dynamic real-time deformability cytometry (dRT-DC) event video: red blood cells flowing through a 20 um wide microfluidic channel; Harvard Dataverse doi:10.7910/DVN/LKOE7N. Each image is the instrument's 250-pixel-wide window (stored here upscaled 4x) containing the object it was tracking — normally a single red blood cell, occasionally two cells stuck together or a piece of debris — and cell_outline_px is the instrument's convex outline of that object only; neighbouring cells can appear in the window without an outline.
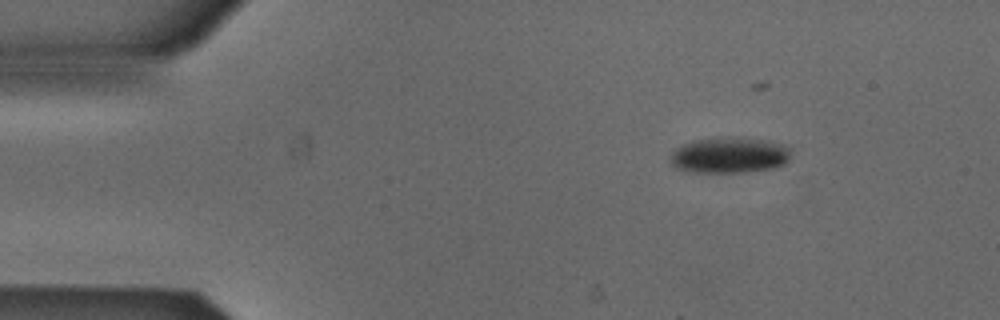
{"species": "Egyptian fruit bat (a non-hibernating species)", "species_latin": "Rousettus aegyptiacus", "temperature_condition": "cold", "stored_images_in_passage": 13, "camera_frame_rate_fps": 3000, "um_per_image_px": 0.085, "animal": {"sex": "male"}, "frame": {"image": 1, "passage_image": 1, "time_ms": 0.0, "image_size_px": [1000, 320], "cell_outline_px": [[792, 148], [788, 160], [784, 164], [772, 168], [744, 172], [696, 172], [676, 168], [672, 164], [672, 152], [676, 148], [692, 140], [716, 136], [728, 136], [764, 140], [784, 144]], "centroid_in_image_um": [62.02, 13.16], "position_along_channel_um": 23.0, "area_um2": 25.37}}
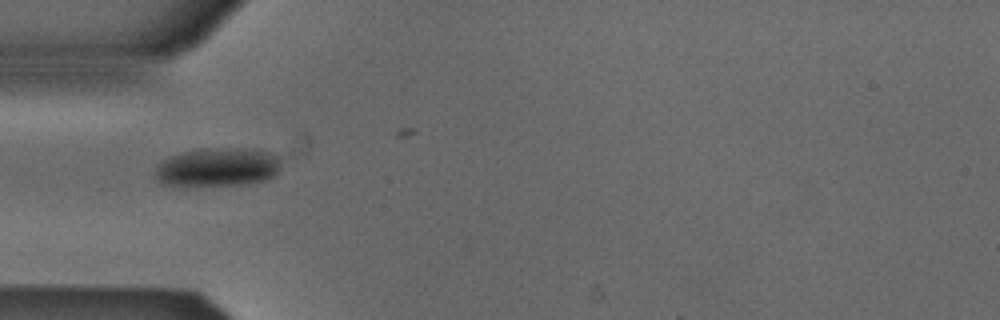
{"frame": {"image": 2, "passage_image": 10, "time_ms": 3.0, "image_size_px": [1000, 320], "cell_outline_px": [[280, 160], [276, 176], [264, 180], [248, 184], [196, 188], [184, 188], [160, 184], [156, 176], [156, 164], [168, 156], [200, 148], [244, 148], [268, 152], [280, 156]], "centroid_in_image_um": [18.43, 14.26], "position_along_channel_um": 66.6, "area_um2": 29.54}}